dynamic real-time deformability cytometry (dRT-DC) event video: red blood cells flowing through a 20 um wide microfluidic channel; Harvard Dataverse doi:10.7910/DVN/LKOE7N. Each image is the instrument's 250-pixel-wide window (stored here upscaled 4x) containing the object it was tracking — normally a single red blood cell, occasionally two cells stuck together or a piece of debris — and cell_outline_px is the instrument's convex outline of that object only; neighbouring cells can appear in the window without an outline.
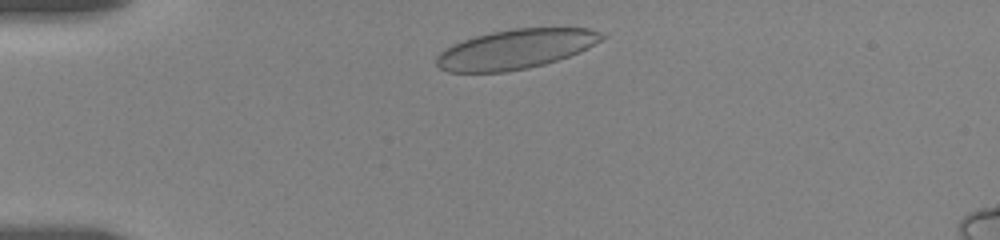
{"species": "human", "species_latin": "Homo sapiens", "temperature_condition": "room temperature", "stored_images_in_passage": 32, "camera_frame_rate_fps": 3000, "um_per_image_px": 0.085, "donor": {"sex": "female"}, "frame": {"image": 1, "passage_image": 2, "time_ms": 0.333, "image_size_px": [1000, 240], "cell_outline_px": [[608, 36], [568, 56], [544, 64], [528, 68], [504, 72], [448, 72], [440, 68], [436, 64], [436, 56], [440, 52], [464, 40], [476, 36], [492, 32], [512, 28], [588, 28], [600, 32]], "centroid_in_image_um": [43.8, 4.18], "position_along_channel_um": 41.2, "area_um2": 37.51}}
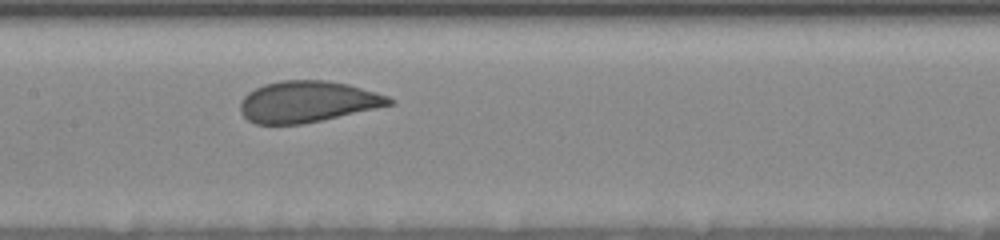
{"frame": {"image": 2, "passage_image": 18, "time_ms": 5.333, "image_size_px": [1000, 240], "cell_outline_px": [[396, 104], [320, 120], [300, 124], [256, 124], [248, 120], [240, 112], [240, 100], [248, 92], [264, 84], [280, 80], [324, 80], [348, 84], [376, 92], [388, 96], [396, 100]], "centroid_in_image_um": [26.14, 8.63], "position_along_channel_um": 181.3, "area_um2": 35.84}}
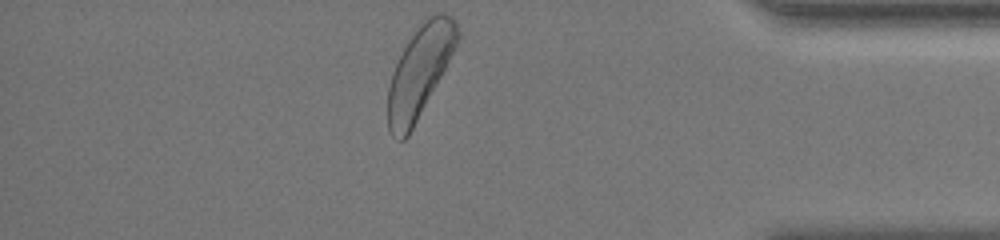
{"frame": {"image": 3, "passage_image": 32, "time_ms": 12.333, "image_size_px": [1000, 240], "cell_outline_px": [[460, 40], [408, 136], [404, 140], [400, 140], [392, 136], [388, 132], [388, 88], [392, 72], [408, 40], [424, 16], [436, 12], [444, 12], [452, 16], [456, 20], [460, 32]], "centroid_in_image_um": [35.69, 6.0], "position_along_channel_um": 399.5, "area_um2": 36.93}, "authors_computed_cell_mechanics": {"area_um2": 36.992, "velocity_mm_per_s": 3.5066, "shape_relaxation_time_tau1_ms": 2.6655, "shape_relaxation_time_tau2_ms": null, "deformation_change_tau1": 0.1032, "deformation_change_tau2": null}}